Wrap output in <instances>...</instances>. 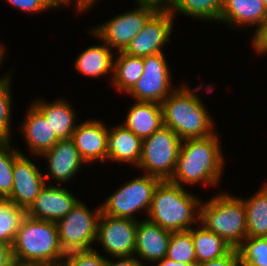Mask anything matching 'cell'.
I'll return each instance as SVG.
<instances>
[{
	"mask_svg": "<svg viewBox=\"0 0 267 266\" xmlns=\"http://www.w3.org/2000/svg\"><path fill=\"white\" fill-rule=\"evenodd\" d=\"M219 141L216 133L204 138L183 140L170 181L180 186L184 183L217 185L225 163Z\"/></svg>",
	"mask_w": 267,
	"mask_h": 266,
	"instance_id": "1",
	"label": "cell"
},
{
	"mask_svg": "<svg viewBox=\"0 0 267 266\" xmlns=\"http://www.w3.org/2000/svg\"><path fill=\"white\" fill-rule=\"evenodd\" d=\"M183 187L161 180L153 193L147 219L171 232L190 230L194 223H200L201 201Z\"/></svg>",
	"mask_w": 267,
	"mask_h": 266,
	"instance_id": "2",
	"label": "cell"
},
{
	"mask_svg": "<svg viewBox=\"0 0 267 266\" xmlns=\"http://www.w3.org/2000/svg\"><path fill=\"white\" fill-rule=\"evenodd\" d=\"M164 126L180 139L204 138L214 134V123L196 93L186 85L178 87L161 103Z\"/></svg>",
	"mask_w": 267,
	"mask_h": 266,
	"instance_id": "3",
	"label": "cell"
},
{
	"mask_svg": "<svg viewBox=\"0 0 267 266\" xmlns=\"http://www.w3.org/2000/svg\"><path fill=\"white\" fill-rule=\"evenodd\" d=\"M200 205V225L237 249L247 238V216L242 198L217 194Z\"/></svg>",
	"mask_w": 267,
	"mask_h": 266,
	"instance_id": "4",
	"label": "cell"
},
{
	"mask_svg": "<svg viewBox=\"0 0 267 266\" xmlns=\"http://www.w3.org/2000/svg\"><path fill=\"white\" fill-rule=\"evenodd\" d=\"M58 240L55 222L35 219L26 214L12 245L13 259L23 263L53 264Z\"/></svg>",
	"mask_w": 267,
	"mask_h": 266,
	"instance_id": "5",
	"label": "cell"
},
{
	"mask_svg": "<svg viewBox=\"0 0 267 266\" xmlns=\"http://www.w3.org/2000/svg\"><path fill=\"white\" fill-rule=\"evenodd\" d=\"M181 142L176 133L162 126L150 137L143 139L137 167L143 168L148 175L170 180L176 169Z\"/></svg>",
	"mask_w": 267,
	"mask_h": 266,
	"instance_id": "6",
	"label": "cell"
},
{
	"mask_svg": "<svg viewBox=\"0 0 267 266\" xmlns=\"http://www.w3.org/2000/svg\"><path fill=\"white\" fill-rule=\"evenodd\" d=\"M160 181V178L148 174L131 180L101 204V212L110 217L137 220L133 215L138 210L145 209L148 214L153 193Z\"/></svg>",
	"mask_w": 267,
	"mask_h": 266,
	"instance_id": "7",
	"label": "cell"
},
{
	"mask_svg": "<svg viewBox=\"0 0 267 266\" xmlns=\"http://www.w3.org/2000/svg\"><path fill=\"white\" fill-rule=\"evenodd\" d=\"M159 10L155 5L138 2L137 9L120 14L90 32L108 47L124 51Z\"/></svg>",
	"mask_w": 267,
	"mask_h": 266,
	"instance_id": "8",
	"label": "cell"
},
{
	"mask_svg": "<svg viewBox=\"0 0 267 266\" xmlns=\"http://www.w3.org/2000/svg\"><path fill=\"white\" fill-rule=\"evenodd\" d=\"M143 61V74L127 94L136 101L161 104L173 92L166 58L163 53H157L143 57Z\"/></svg>",
	"mask_w": 267,
	"mask_h": 266,
	"instance_id": "9",
	"label": "cell"
},
{
	"mask_svg": "<svg viewBox=\"0 0 267 266\" xmlns=\"http://www.w3.org/2000/svg\"><path fill=\"white\" fill-rule=\"evenodd\" d=\"M138 220L110 217L101 212L96 240L112 257L135 256Z\"/></svg>",
	"mask_w": 267,
	"mask_h": 266,
	"instance_id": "10",
	"label": "cell"
},
{
	"mask_svg": "<svg viewBox=\"0 0 267 266\" xmlns=\"http://www.w3.org/2000/svg\"><path fill=\"white\" fill-rule=\"evenodd\" d=\"M173 18L169 9H160L123 52L136 57L163 53L162 47L170 39Z\"/></svg>",
	"mask_w": 267,
	"mask_h": 266,
	"instance_id": "11",
	"label": "cell"
},
{
	"mask_svg": "<svg viewBox=\"0 0 267 266\" xmlns=\"http://www.w3.org/2000/svg\"><path fill=\"white\" fill-rule=\"evenodd\" d=\"M101 205L93 213L80 201L62 219L56 222L59 240L86 244L90 249L97 237Z\"/></svg>",
	"mask_w": 267,
	"mask_h": 266,
	"instance_id": "12",
	"label": "cell"
},
{
	"mask_svg": "<svg viewBox=\"0 0 267 266\" xmlns=\"http://www.w3.org/2000/svg\"><path fill=\"white\" fill-rule=\"evenodd\" d=\"M13 174L12 192L8 198L27 211L46 185L44 175L22 153L14 160Z\"/></svg>",
	"mask_w": 267,
	"mask_h": 266,
	"instance_id": "13",
	"label": "cell"
},
{
	"mask_svg": "<svg viewBox=\"0 0 267 266\" xmlns=\"http://www.w3.org/2000/svg\"><path fill=\"white\" fill-rule=\"evenodd\" d=\"M51 185V186H50ZM79 200L66 188L47 184L26 211L32 218L57 222L65 217Z\"/></svg>",
	"mask_w": 267,
	"mask_h": 266,
	"instance_id": "14",
	"label": "cell"
},
{
	"mask_svg": "<svg viewBox=\"0 0 267 266\" xmlns=\"http://www.w3.org/2000/svg\"><path fill=\"white\" fill-rule=\"evenodd\" d=\"M108 134L109 129L105 124L90 119L76 125L71 139L84 162L91 163L99 159L105 162L108 155Z\"/></svg>",
	"mask_w": 267,
	"mask_h": 266,
	"instance_id": "15",
	"label": "cell"
},
{
	"mask_svg": "<svg viewBox=\"0 0 267 266\" xmlns=\"http://www.w3.org/2000/svg\"><path fill=\"white\" fill-rule=\"evenodd\" d=\"M42 155L47 157L49 167V173L44 178L47 180L52 177L60 183L73 178L84 163L71 138L59 140Z\"/></svg>",
	"mask_w": 267,
	"mask_h": 266,
	"instance_id": "16",
	"label": "cell"
},
{
	"mask_svg": "<svg viewBox=\"0 0 267 266\" xmlns=\"http://www.w3.org/2000/svg\"><path fill=\"white\" fill-rule=\"evenodd\" d=\"M172 232L147 218L138 222L135 254L143 260L156 263L166 257Z\"/></svg>",
	"mask_w": 267,
	"mask_h": 266,
	"instance_id": "17",
	"label": "cell"
},
{
	"mask_svg": "<svg viewBox=\"0 0 267 266\" xmlns=\"http://www.w3.org/2000/svg\"><path fill=\"white\" fill-rule=\"evenodd\" d=\"M267 9L262 0H223L219 21L239 26H258L254 36L262 29Z\"/></svg>",
	"mask_w": 267,
	"mask_h": 266,
	"instance_id": "18",
	"label": "cell"
},
{
	"mask_svg": "<svg viewBox=\"0 0 267 266\" xmlns=\"http://www.w3.org/2000/svg\"><path fill=\"white\" fill-rule=\"evenodd\" d=\"M21 132L33 154L42 155L51 149L59 139L55 136L44 115L33 105L28 109Z\"/></svg>",
	"mask_w": 267,
	"mask_h": 266,
	"instance_id": "19",
	"label": "cell"
},
{
	"mask_svg": "<svg viewBox=\"0 0 267 266\" xmlns=\"http://www.w3.org/2000/svg\"><path fill=\"white\" fill-rule=\"evenodd\" d=\"M123 125L142 140L150 137L164 126L161 104L144 101L135 102L130 107Z\"/></svg>",
	"mask_w": 267,
	"mask_h": 266,
	"instance_id": "20",
	"label": "cell"
},
{
	"mask_svg": "<svg viewBox=\"0 0 267 266\" xmlns=\"http://www.w3.org/2000/svg\"><path fill=\"white\" fill-rule=\"evenodd\" d=\"M143 140L124 125L109 129L107 159L138 166Z\"/></svg>",
	"mask_w": 267,
	"mask_h": 266,
	"instance_id": "21",
	"label": "cell"
},
{
	"mask_svg": "<svg viewBox=\"0 0 267 266\" xmlns=\"http://www.w3.org/2000/svg\"><path fill=\"white\" fill-rule=\"evenodd\" d=\"M32 104L44 115L59 140L72 137V133L76 129L74 125L76 115L69 103L60 99L49 103L41 99Z\"/></svg>",
	"mask_w": 267,
	"mask_h": 266,
	"instance_id": "22",
	"label": "cell"
},
{
	"mask_svg": "<svg viewBox=\"0 0 267 266\" xmlns=\"http://www.w3.org/2000/svg\"><path fill=\"white\" fill-rule=\"evenodd\" d=\"M104 45H92L83 50L75 61V68L83 75L100 77L108 72H112L114 58L110 47ZM111 70V71H110Z\"/></svg>",
	"mask_w": 267,
	"mask_h": 266,
	"instance_id": "23",
	"label": "cell"
},
{
	"mask_svg": "<svg viewBox=\"0 0 267 266\" xmlns=\"http://www.w3.org/2000/svg\"><path fill=\"white\" fill-rule=\"evenodd\" d=\"M191 237L195 249L196 265L220 258L232 249L222 237L208 231L202 225L197 229L191 228Z\"/></svg>",
	"mask_w": 267,
	"mask_h": 266,
	"instance_id": "24",
	"label": "cell"
},
{
	"mask_svg": "<svg viewBox=\"0 0 267 266\" xmlns=\"http://www.w3.org/2000/svg\"><path fill=\"white\" fill-rule=\"evenodd\" d=\"M117 54L114 56L116 59H114L111 79H113V84L117 89L128 93L143 74V57L130 56L123 51H119Z\"/></svg>",
	"mask_w": 267,
	"mask_h": 266,
	"instance_id": "25",
	"label": "cell"
},
{
	"mask_svg": "<svg viewBox=\"0 0 267 266\" xmlns=\"http://www.w3.org/2000/svg\"><path fill=\"white\" fill-rule=\"evenodd\" d=\"M247 216V237H267V183L249 199H242Z\"/></svg>",
	"mask_w": 267,
	"mask_h": 266,
	"instance_id": "26",
	"label": "cell"
},
{
	"mask_svg": "<svg viewBox=\"0 0 267 266\" xmlns=\"http://www.w3.org/2000/svg\"><path fill=\"white\" fill-rule=\"evenodd\" d=\"M222 5L223 0H176L169 10L174 17L177 10L185 16L219 22Z\"/></svg>",
	"mask_w": 267,
	"mask_h": 266,
	"instance_id": "27",
	"label": "cell"
},
{
	"mask_svg": "<svg viewBox=\"0 0 267 266\" xmlns=\"http://www.w3.org/2000/svg\"><path fill=\"white\" fill-rule=\"evenodd\" d=\"M26 211L9 198H0V241L13 245L20 223Z\"/></svg>",
	"mask_w": 267,
	"mask_h": 266,
	"instance_id": "28",
	"label": "cell"
},
{
	"mask_svg": "<svg viewBox=\"0 0 267 266\" xmlns=\"http://www.w3.org/2000/svg\"><path fill=\"white\" fill-rule=\"evenodd\" d=\"M166 258L175 262L196 265V255L191 237V229L172 232Z\"/></svg>",
	"mask_w": 267,
	"mask_h": 266,
	"instance_id": "29",
	"label": "cell"
},
{
	"mask_svg": "<svg viewBox=\"0 0 267 266\" xmlns=\"http://www.w3.org/2000/svg\"><path fill=\"white\" fill-rule=\"evenodd\" d=\"M10 141L0 140V198H8L12 192L14 160L21 154L9 147Z\"/></svg>",
	"mask_w": 267,
	"mask_h": 266,
	"instance_id": "30",
	"label": "cell"
},
{
	"mask_svg": "<svg viewBox=\"0 0 267 266\" xmlns=\"http://www.w3.org/2000/svg\"><path fill=\"white\" fill-rule=\"evenodd\" d=\"M237 250L240 266H267V237H247Z\"/></svg>",
	"mask_w": 267,
	"mask_h": 266,
	"instance_id": "31",
	"label": "cell"
},
{
	"mask_svg": "<svg viewBox=\"0 0 267 266\" xmlns=\"http://www.w3.org/2000/svg\"><path fill=\"white\" fill-rule=\"evenodd\" d=\"M10 74L0 77V140H10L11 91Z\"/></svg>",
	"mask_w": 267,
	"mask_h": 266,
	"instance_id": "32",
	"label": "cell"
},
{
	"mask_svg": "<svg viewBox=\"0 0 267 266\" xmlns=\"http://www.w3.org/2000/svg\"><path fill=\"white\" fill-rule=\"evenodd\" d=\"M91 249L84 243L69 240H58L53 257V264L66 265L80 258Z\"/></svg>",
	"mask_w": 267,
	"mask_h": 266,
	"instance_id": "33",
	"label": "cell"
},
{
	"mask_svg": "<svg viewBox=\"0 0 267 266\" xmlns=\"http://www.w3.org/2000/svg\"><path fill=\"white\" fill-rule=\"evenodd\" d=\"M10 5L16 7L24 12H42L55 8L49 0H6Z\"/></svg>",
	"mask_w": 267,
	"mask_h": 266,
	"instance_id": "34",
	"label": "cell"
},
{
	"mask_svg": "<svg viewBox=\"0 0 267 266\" xmlns=\"http://www.w3.org/2000/svg\"><path fill=\"white\" fill-rule=\"evenodd\" d=\"M105 264L106 258L91 249L80 258L67 263L66 266H105Z\"/></svg>",
	"mask_w": 267,
	"mask_h": 266,
	"instance_id": "35",
	"label": "cell"
},
{
	"mask_svg": "<svg viewBox=\"0 0 267 266\" xmlns=\"http://www.w3.org/2000/svg\"><path fill=\"white\" fill-rule=\"evenodd\" d=\"M196 266H240V257L237 249L232 248L226 255L202 262Z\"/></svg>",
	"mask_w": 267,
	"mask_h": 266,
	"instance_id": "36",
	"label": "cell"
},
{
	"mask_svg": "<svg viewBox=\"0 0 267 266\" xmlns=\"http://www.w3.org/2000/svg\"><path fill=\"white\" fill-rule=\"evenodd\" d=\"M114 258H119V260L112 262L107 258L105 266H144V264H142L141 261L135 256H122Z\"/></svg>",
	"mask_w": 267,
	"mask_h": 266,
	"instance_id": "37",
	"label": "cell"
},
{
	"mask_svg": "<svg viewBox=\"0 0 267 266\" xmlns=\"http://www.w3.org/2000/svg\"><path fill=\"white\" fill-rule=\"evenodd\" d=\"M13 262L12 246L0 241V266H11Z\"/></svg>",
	"mask_w": 267,
	"mask_h": 266,
	"instance_id": "38",
	"label": "cell"
},
{
	"mask_svg": "<svg viewBox=\"0 0 267 266\" xmlns=\"http://www.w3.org/2000/svg\"><path fill=\"white\" fill-rule=\"evenodd\" d=\"M252 39L253 46H267V18L262 29Z\"/></svg>",
	"mask_w": 267,
	"mask_h": 266,
	"instance_id": "39",
	"label": "cell"
},
{
	"mask_svg": "<svg viewBox=\"0 0 267 266\" xmlns=\"http://www.w3.org/2000/svg\"><path fill=\"white\" fill-rule=\"evenodd\" d=\"M176 0H137L136 3L152 4L160 9H170Z\"/></svg>",
	"mask_w": 267,
	"mask_h": 266,
	"instance_id": "40",
	"label": "cell"
},
{
	"mask_svg": "<svg viewBox=\"0 0 267 266\" xmlns=\"http://www.w3.org/2000/svg\"><path fill=\"white\" fill-rule=\"evenodd\" d=\"M72 0H68V4H70ZM77 4V8L80 11H85L86 9L89 10L92 5H94L95 1L97 0H74Z\"/></svg>",
	"mask_w": 267,
	"mask_h": 266,
	"instance_id": "41",
	"label": "cell"
},
{
	"mask_svg": "<svg viewBox=\"0 0 267 266\" xmlns=\"http://www.w3.org/2000/svg\"><path fill=\"white\" fill-rule=\"evenodd\" d=\"M157 262H158L157 266H196V265H190L186 263L175 262L166 257H164L163 259Z\"/></svg>",
	"mask_w": 267,
	"mask_h": 266,
	"instance_id": "42",
	"label": "cell"
},
{
	"mask_svg": "<svg viewBox=\"0 0 267 266\" xmlns=\"http://www.w3.org/2000/svg\"><path fill=\"white\" fill-rule=\"evenodd\" d=\"M55 8H60L61 5L68 4V0H49Z\"/></svg>",
	"mask_w": 267,
	"mask_h": 266,
	"instance_id": "43",
	"label": "cell"
},
{
	"mask_svg": "<svg viewBox=\"0 0 267 266\" xmlns=\"http://www.w3.org/2000/svg\"><path fill=\"white\" fill-rule=\"evenodd\" d=\"M11 266H44V264L40 263H23L14 261Z\"/></svg>",
	"mask_w": 267,
	"mask_h": 266,
	"instance_id": "44",
	"label": "cell"
},
{
	"mask_svg": "<svg viewBox=\"0 0 267 266\" xmlns=\"http://www.w3.org/2000/svg\"><path fill=\"white\" fill-rule=\"evenodd\" d=\"M255 47V48H254ZM253 48L259 53V54H263L265 52H267V46H253Z\"/></svg>",
	"mask_w": 267,
	"mask_h": 266,
	"instance_id": "45",
	"label": "cell"
},
{
	"mask_svg": "<svg viewBox=\"0 0 267 266\" xmlns=\"http://www.w3.org/2000/svg\"><path fill=\"white\" fill-rule=\"evenodd\" d=\"M4 48H5V47H3V45L0 44V64H1L2 59H3V57H4V56H3V55H4V52H5Z\"/></svg>",
	"mask_w": 267,
	"mask_h": 266,
	"instance_id": "46",
	"label": "cell"
},
{
	"mask_svg": "<svg viewBox=\"0 0 267 266\" xmlns=\"http://www.w3.org/2000/svg\"><path fill=\"white\" fill-rule=\"evenodd\" d=\"M44 266H66V265H56V264H44Z\"/></svg>",
	"mask_w": 267,
	"mask_h": 266,
	"instance_id": "47",
	"label": "cell"
},
{
	"mask_svg": "<svg viewBox=\"0 0 267 266\" xmlns=\"http://www.w3.org/2000/svg\"><path fill=\"white\" fill-rule=\"evenodd\" d=\"M262 1H263L264 5H265V7L267 9V0H262Z\"/></svg>",
	"mask_w": 267,
	"mask_h": 266,
	"instance_id": "48",
	"label": "cell"
}]
</instances>
